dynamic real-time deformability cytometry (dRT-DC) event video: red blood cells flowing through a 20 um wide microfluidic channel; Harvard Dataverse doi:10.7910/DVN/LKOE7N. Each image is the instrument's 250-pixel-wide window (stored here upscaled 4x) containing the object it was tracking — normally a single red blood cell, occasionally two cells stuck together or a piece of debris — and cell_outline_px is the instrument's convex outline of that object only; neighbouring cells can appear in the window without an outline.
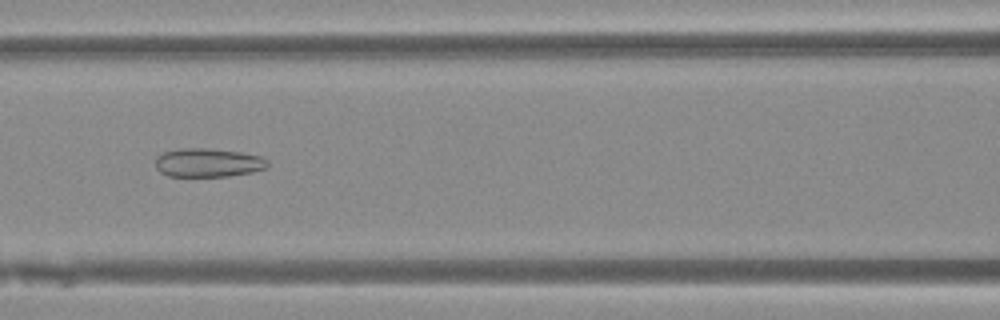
{"species": "Egyptian fruit bat (a non-hibernating species)", "species_latin": "Rousettus aegyptiacus", "temperature_condition": "warm", "stored_images_in_passage": 40, "camera_frame_rate_fps": 3000, "um_per_image_px": 0.085, "animal": {"sex": "female"}, "frame": {"image": 1, "passage_image": 18, "time_ms": 5.667, "image_size_px": [1000, 320], "cell_outline_px": [[268, 164], [264, 168], [252, 172], [228, 176], [168, 176], [160, 172], [156, 168], [156, 156], [164, 152], [180, 148], [204, 148], [240, 152], [264, 156], [268, 160]], "centroid_in_image_um": [17.68, 13.82], "position_along_channel_um": 148.9, "area_um2": 18.79}}
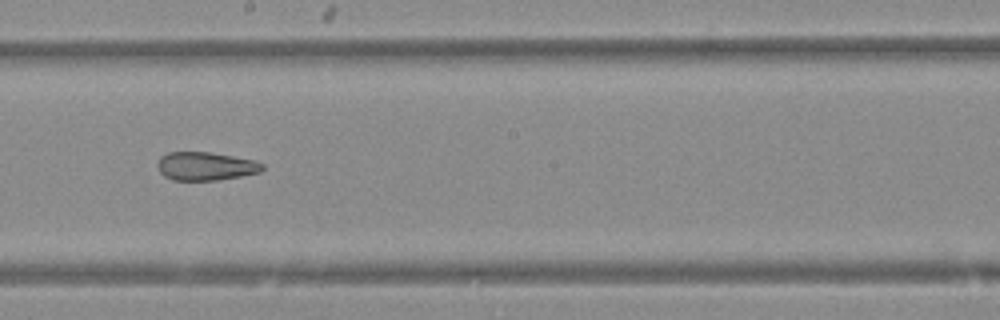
{"frame": {"image": 2, "passage_image": 24, "time_ms": 7.667, "image_size_px": [1000, 320], "cell_outline_px": [[264, 168], [260, 172], [240, 176], [216, 180], [172, 180], [164, 176], [160, 172], [156, 164], [160, 156], [168, 152], [208, 152], [256, 160], [264, 164]], "centroid_in_image_um": [17.46, 14.12], "position_along_channel_um": 230.7, "area_um2": 17.4}}
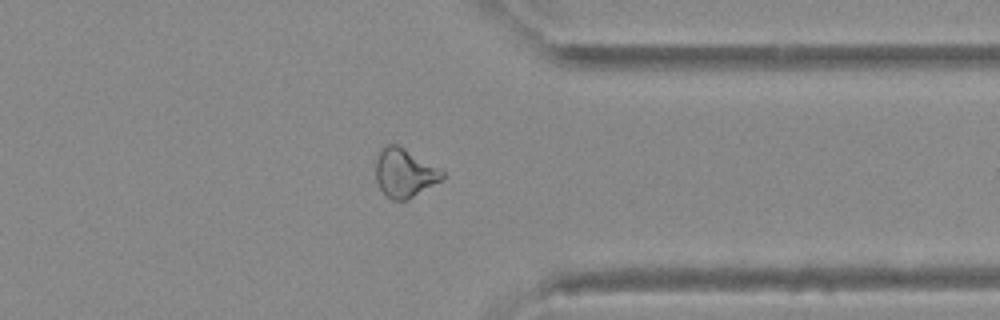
{"frame": {"image": 3, "passage_image": 35, "time_ms": 11.333, "image_size_px": [1000, 320], "cell_outline_px": [[444, 180], [408, 200], [392, 200], [380, 188], [376, 180], [376, 160], [380, 152], [388, 144], [396, 144], [404, 148], [444, 172]], "centroid_in_image_um": [34.4, 14.73], "position_along_channel_um": 377.0, "area_um2": 18.61}}